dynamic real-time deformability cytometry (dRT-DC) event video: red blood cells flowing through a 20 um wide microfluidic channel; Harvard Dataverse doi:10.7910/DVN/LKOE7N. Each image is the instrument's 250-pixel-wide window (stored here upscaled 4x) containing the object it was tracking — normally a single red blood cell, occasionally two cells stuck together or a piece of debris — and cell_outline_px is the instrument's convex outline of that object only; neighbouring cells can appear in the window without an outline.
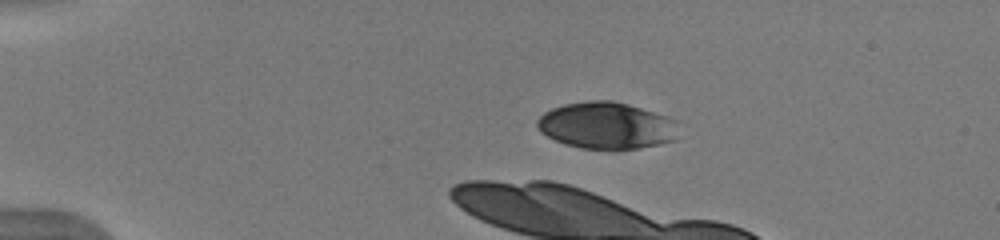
{"species": "human", "species_latin": "Homo sapiens", "temperature_condition": "warm", "stored_images_in_passage": 10, "camera_frame_rate_fps": 3000, "um_per_image_px": 0.085, "donor": {"sex": "male"}, "frame": {"image": 1, "passage_image": 1, "time_ms": 0.0, "image_size_px": [1000, 240], "cell_outline_px": [[680, 120], [676, 140], [616, 152], [612, 152], [580, 148], [564, 144], [540, 132], [536, 124], [536, 120], [544, 112], [552, 108], [564, 104], [588, 100], [612, 100], [628, 104], [668, 116]], "centroid_in_image_um": [51.58, 10.69], "position_along_channel_um": 33.4, "area_um2": 39.54}}